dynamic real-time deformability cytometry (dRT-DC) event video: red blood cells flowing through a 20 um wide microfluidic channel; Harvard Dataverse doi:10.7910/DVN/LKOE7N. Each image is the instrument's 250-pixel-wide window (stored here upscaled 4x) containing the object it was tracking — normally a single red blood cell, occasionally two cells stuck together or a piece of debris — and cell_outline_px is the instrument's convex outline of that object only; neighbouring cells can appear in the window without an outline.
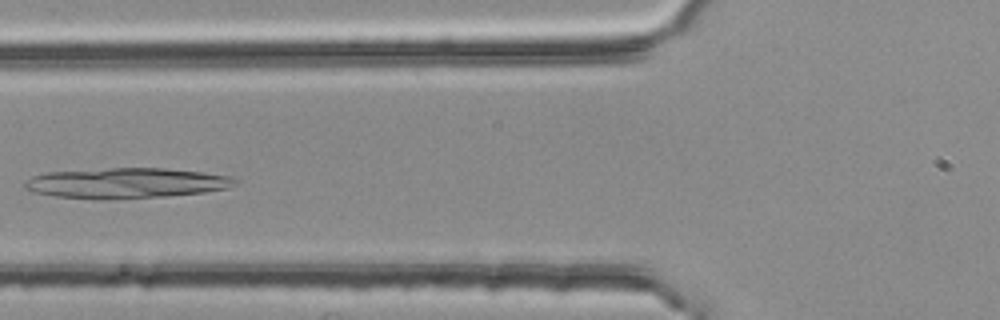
{"species": "common noctule bat (a hibernating species)", "species_latin": "Nyctalus noctula", "temperature_condition": "room temperature", "stored_images_in_passage": 6, "camera_frame_rate_fps": 3000, "um_per_image_px": 0.085, "animal": {"sex": "female", "body_mass_g": 25.1}, "frame": {"image": 1, "passage_image": 6, "time_ms": 1.667, "image_size_px": [1000, 320], "cell_outline_px": [[240, 180], [236, 184], [228, 188], [204, 192], [164, 196], [116, 200], [100, 200], [56, 196], [36, 192], [24, 188], [24, 180], [32, 176], [44, 172], [108, 168], [164, 168], [204, 172], [228, 176]], "centroid_in_image_um": [10.71, 15.56], "position_along_channel_um": 115.1, "area_um2": 37.57}}